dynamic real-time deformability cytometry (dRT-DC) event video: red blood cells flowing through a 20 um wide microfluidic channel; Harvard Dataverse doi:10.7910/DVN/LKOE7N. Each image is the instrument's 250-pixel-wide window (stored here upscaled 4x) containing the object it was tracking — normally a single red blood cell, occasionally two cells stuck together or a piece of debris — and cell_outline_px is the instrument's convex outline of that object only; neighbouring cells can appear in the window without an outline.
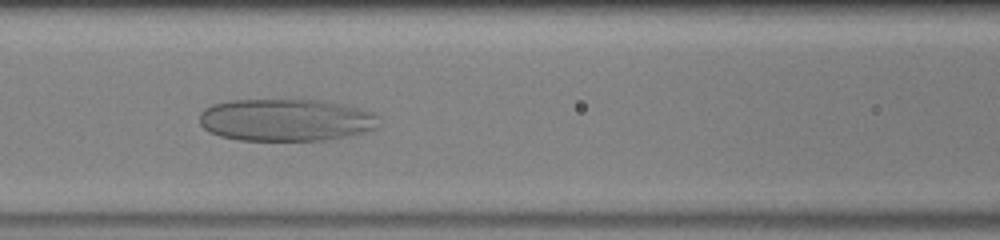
{"species": "human", "species_latin": "Homo sapiens", "temperature_condition": "warm", "stored_images_in_passage": 48, "camera_frame_rate_fps": 3000, "um_per_image_px": 0.085, "donor": {"sex": "male"}, "frame": {"image": 1, "passage_image": 21, "time_ms": 6.667, "image_size_px": [1000, 240], "cell_outline_px": [[376, 128], [328, 140], [240, 140], [220, 136], [204, 128], [200, 124], [200, 112], [204, 108], [212, 104], [232, 100], [320, 100], [360, 108], [376, 112]], "centroid_in_image_um": [24.26, 10.19], "position_along_channel_um": 142.3, "area_um2": 43.93}}
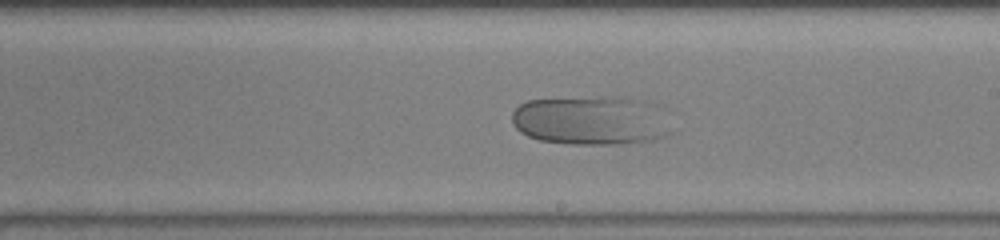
{"frame": {"image": 2, "passage_image": 28, "time_ms": 9.0, "image_size_px": [1000, 240], "cell_outline_px": [[672, 132], [664, 136], [652, 140], [616, 144], [572, 144], [540, 140], [528, 136], [520, 132], [512, 124], [512, 112], [520, 104], [528, 100], [616, 96], [624, 96], [644, 100]], "centroid_in_image_um": [50.09, 10.24], "position_along_channel_um": 238.9, "area_um2": 44.74}}
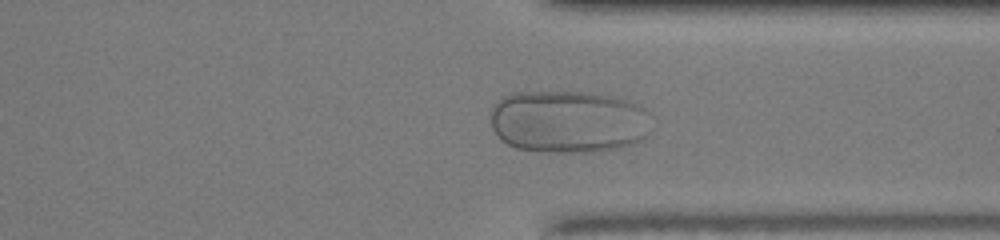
{"frame": {"image": 3, "passage_image": 37, "time_ms": 12.0, "image_size_px": [1000, 240], "cell_outline_px": [[648, 136], [640, 140], [616, 148], [592, 152], [552, 152], [516, 148], [500, 140], [492, 128], [492, 104], [500, 96], [512, 92], [592, 92], [612, 96], [628, 100], [644, 108], [648, 112]], "centroid_in_image_um": [48.26, 10.32], "position_along_channel_um": 363.1, "area_um2": 59.07}}